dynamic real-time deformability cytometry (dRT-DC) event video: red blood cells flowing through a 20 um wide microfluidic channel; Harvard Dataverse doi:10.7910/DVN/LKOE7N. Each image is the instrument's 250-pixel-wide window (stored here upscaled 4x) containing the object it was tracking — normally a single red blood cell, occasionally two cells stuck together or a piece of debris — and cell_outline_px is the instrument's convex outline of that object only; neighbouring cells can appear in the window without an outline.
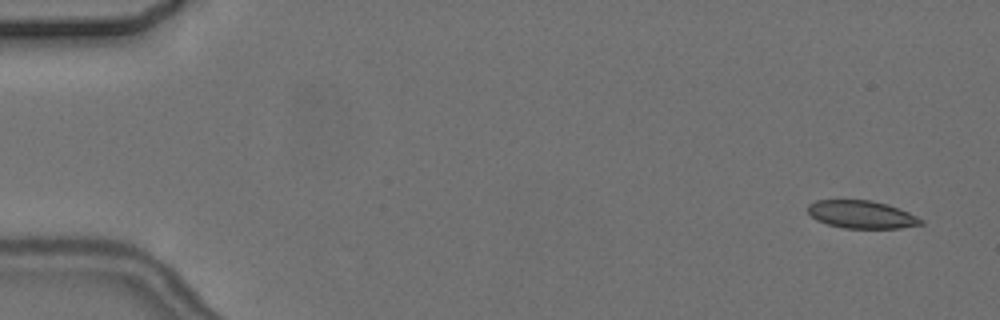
{"species": "common noctule bat (a hibernating species)", "species_latin": "Nyctalus noctula", "temperature_condition": "cold", "stored_images_in_passage": 6, "camera_frame_rate_fps": 3000, "um_per_image_px": 0.085, "animal": {"sex": "female", "body_mass_g": 24.6, "forearm_length_mm": 56.2}, "frame": {"image": 1, "passage_image": 1, "time_ms": 0.0, "image_size_px": [1000, 320], "cell_outline_px": [[924, 224], [900, 228], [844, 228], [828, 224], [816, 220], [808, 212], [808, 204], [816, 200], [872, 200], [888, 204], [908, 212], [924, 220]], "centroid_in_image_um": [73.24, 18.23], "position_along_channel_um": 11.8, "area_um2": 18.32}}